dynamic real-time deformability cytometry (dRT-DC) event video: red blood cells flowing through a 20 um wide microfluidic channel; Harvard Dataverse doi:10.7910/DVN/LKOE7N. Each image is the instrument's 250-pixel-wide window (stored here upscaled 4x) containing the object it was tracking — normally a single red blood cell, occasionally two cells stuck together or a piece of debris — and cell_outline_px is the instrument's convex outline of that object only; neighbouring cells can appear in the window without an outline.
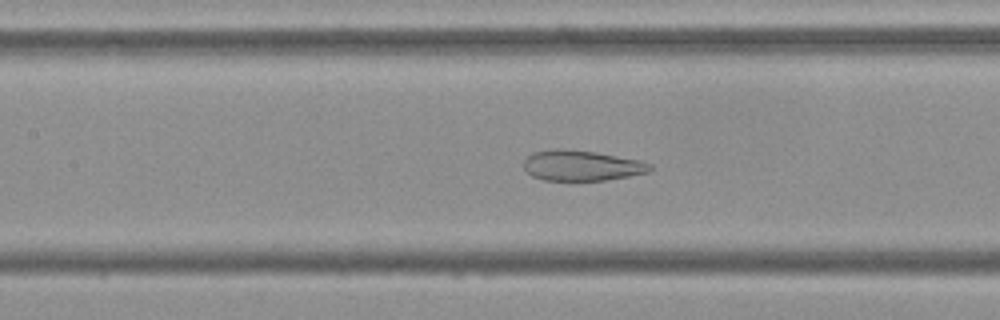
{"species": "Egyptian fruit bat (a non-hibernating species)", "species_latin": "Rousettus aegyptiacus", "temperature_condition": "cold", "stored_images_in_passage": 53, "camera_frame_rate_fps": 3000, "um_per_image_px": 0.085, "frame": {"image": 1, "passage_image": 24, "time_ms": 7.667, "image_size_px": [1000, 320], "cell_outline_px": [[652, 168], [648, 172], [628, 176], [604, 180], [544, 180], [532, 176], [524, 168], [524, 160], [532, 152], [596, 152], [640, 160], [652, 164]], "centroid_in_image_um": [49.5, 14.12], "position_along_channel_um": 157.9, "area_um2": 21.39}}
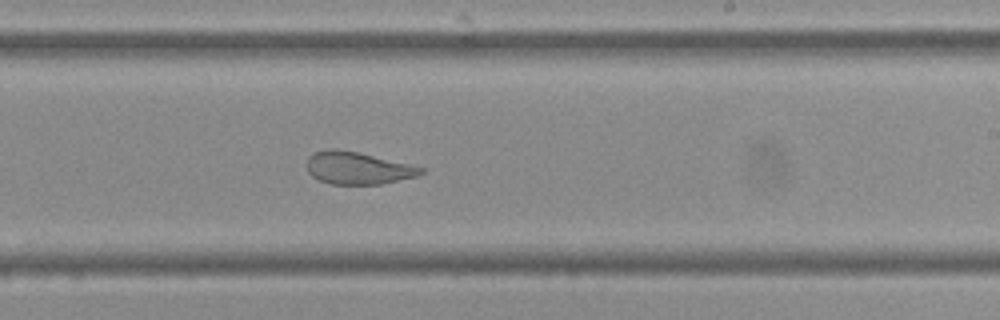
{"frame": {"image": 2, "passage_image": 32, "time_ms": 10.333, "image_size_px": [1000, 320], "cell_outline_px": [[424, 172], [416, 176], [380, 184], [332, 184], [320, 180], [312, 176], [308, 172], [308, 156], [312, 152], [332, 148], [336, 148], [356, 152], [408, 164], [424, 168]], "centroid_in_image_um": [30.36, 14.28], "position_along_channel_um": 258.6, "area_um2": 21.15}}
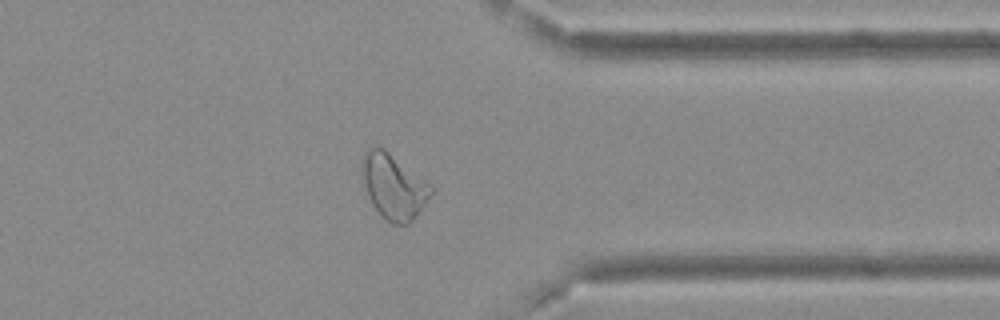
{"frame": {"image": 3, "passage_image": 42, "time_ms": 13.667, "image_size_px": [1000, 320], "cell_outline_px": [[432, 192], [424, 204], [412, 220], [408, 224], [392, 224], [372, 204], [368, 196], [360, 168], [360, 160], [364, 152], [368, 148], [384, 148], [432, 184]], "centroid_in_image_um": [33.44, 15.8], "position_along_channel_um": 378.0, "area_um2": 25.84}, "authors_computed_cell_mechanics": {"area_um2": 28.322, "velocity_mm_per_s": 3.7897, "shape_relaxation_time_tau1_ms": null, "shape_relaxation_time_tau2_ms": 1.1033, "deformation_change_tau1": null, "deformation_change_tau2": 0.0911}}